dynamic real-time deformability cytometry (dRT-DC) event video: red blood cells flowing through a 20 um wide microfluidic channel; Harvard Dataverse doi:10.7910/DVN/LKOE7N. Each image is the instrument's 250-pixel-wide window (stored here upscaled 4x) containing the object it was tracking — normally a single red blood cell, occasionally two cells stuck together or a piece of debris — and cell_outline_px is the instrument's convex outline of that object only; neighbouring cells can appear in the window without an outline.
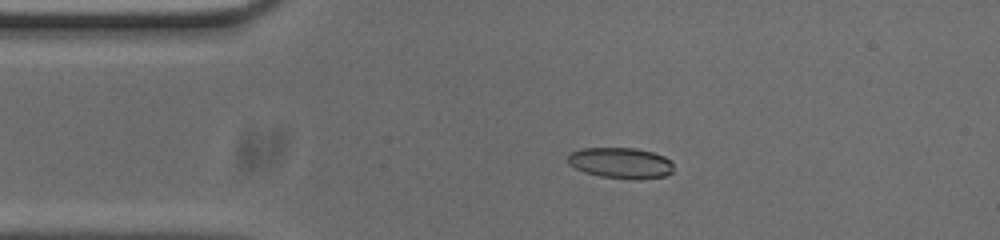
{"species": "common noctule bat (a hibernating species)", "species_latin": "Nyctalus noctula", "temperature_condition": "cold", "stored_images_in_passage": 48, "camera_frame_rate_fps": 3000, "um_per_image_px": 0.085, "animal": {"sex": "male", "body_mass_g": 20.0, "forearm_length_mm": 53.3}, "frame": {"image": 1, "passage_image": 5, "time_ms": 1.333, "image_size_px": [1000, 240], "cell_outline_px": [[672, 172], [668, 176], [640, 180], [632, 180], [600, 176], [584, 172], [568, 164], [568, 152], [580, 148], [632, 148], [652, 152], [664, 156], [672, 160]], "centroid_in_image_um": [52.77, 13.86], "position_along_channel_um": 32.2, "area_um2": 19.36}}
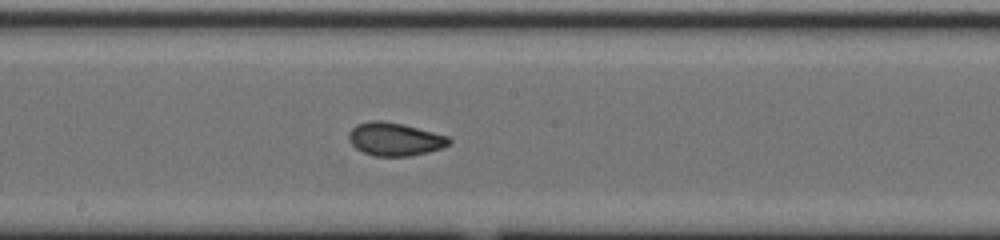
{"frame": {"image": 2, "passage_image": 22, "time_ms": 7.0, "image_size_px": [1000, 240], "cell_outline_px": [[452, 144], [444, 148], [428, 152], [408, 156], [376, 156], [364, 152], [356, 148], [348, 140], [348, 132], [356, 124], [368, 120], [380, 120], [404, 124], [448, 136], [452, 140]], "centroid_in_image_um": [33.57, 11.82], "position_along_channel_um": 214.6, "area_um2": 19.59}}
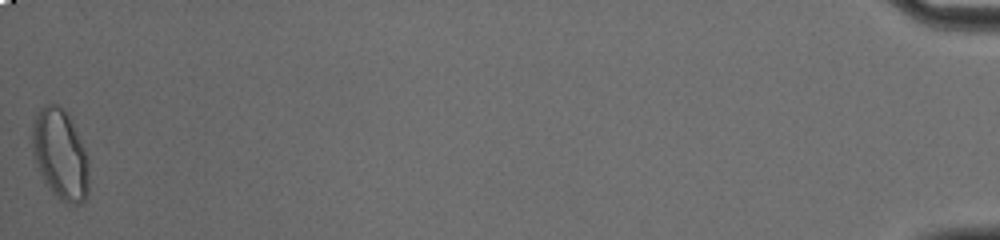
{"frame": {"image": 3, "passage_image": 48, "time_ms": 15.667, "image_size_px": [1000, 240], "cell_outline_px": [[88, 196], [80, 204], [68, 204], [60, 200], [52, 192], [44, 180], [40, 172], [32, 152], [32, 124], [36, 112], [44, 104], [56, 104], [64, 108], [68, 112], [72, 120], [88, 156]], "centroid_in_image_um": [5.13, 13.1], "position_along_channel_um": 430.1, "area_um2": 30.17}, "authors_computed_cell_mechanics": {"area_um2": 19.4786, "velocity_mm_per_s": 3.7596, "shape_relaxation_time_tau1_ms": 8.7616, "shape_relaxation_time_tau2_ms": 1.2629, "deformation_change_tau1": 0.2023, "deformation_change_tau2": 0.0514}}